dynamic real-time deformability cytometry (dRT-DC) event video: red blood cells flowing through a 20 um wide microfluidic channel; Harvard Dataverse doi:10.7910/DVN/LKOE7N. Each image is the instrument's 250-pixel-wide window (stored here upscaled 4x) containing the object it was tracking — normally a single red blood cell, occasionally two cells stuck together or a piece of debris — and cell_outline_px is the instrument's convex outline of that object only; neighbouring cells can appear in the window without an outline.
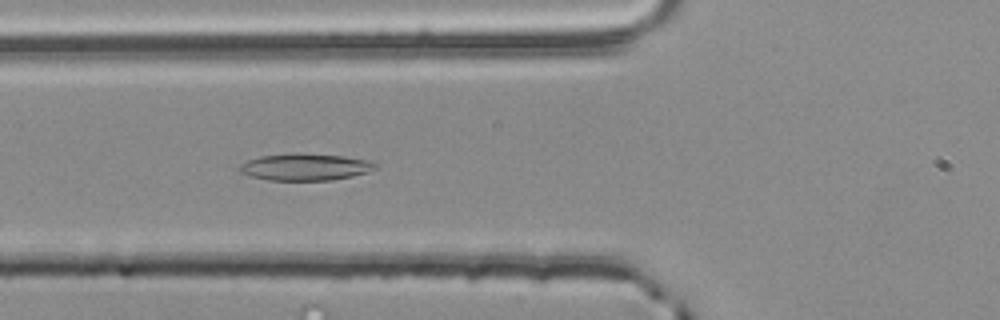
{"species": "common noctule bat (a hibernating species)", "species_latin": "Nyctalus noctula", "temperature_condition": "room temperature", "stored_images_in_passage": 42, "camera_frame_rate_fps": 3000, "um_per_image_px": 0.085, "animal": {"sex": "male", "body_mass_g": 20.4}, "frame": {"image": 1, "passage_image": 8, "time_ms": 2.333, "image_size_px": [1000, 320], "cell_outline_px": [[380, 164], [376, 168], [352, 176], [332, 180], [268, 180], [248, 176], [240, 172], [240, 164], [248, 160], [260, 156], [296, 152], [344, 156], [368, 160]], "centroid_in_image_um": [25.93, 14.18], "position_along_channel_um": 99.9, "area_um2": 21.39}}
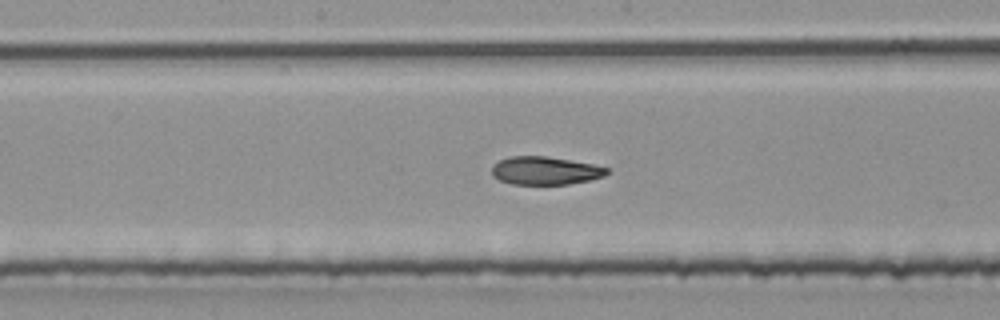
{"frame": {"image": 2, "passage_image": 16, "time_ms": 5.0, "image_size_px": [1000, 320], "cell_outline_px": [[608, 172], [604, 176], [588, 180], [568, 184], [512, 184], [500, 180], [492, 176], [492, 164], [500, 160], [512, 156], [544, 156], [592, 164], [608, 168]], "centroid_in_image_um": [46.3, 14.51], "position_along_channel_um": 201.9, "area_um2": 18.61}}
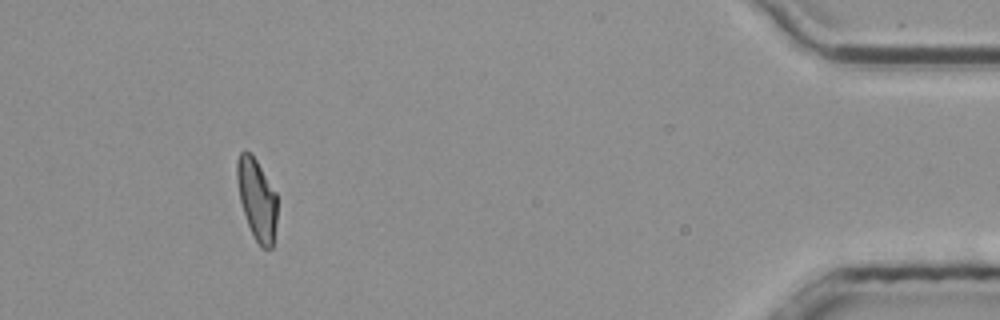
{"frame": {"image": 3, "passage_image": 38, "time_ms": 12.333, "image_size_px": [1000, 320], "cell_outline_px": [[276, 224], [272, 248], [260, 248], [248, 224], [240, 200], [236, 180], [236, 160], [240, 152], [244, 148], [256, 160], [276, 192]], "centroid_in_image_um": [21.82, 16.91], "position_along_channel_um": 413.4, "area_um2": 18.9}, "authors_computed_cell_mechanics": {"area_um2": 19.7676, "velocity_mm_per_s": 3.8061, "shape_relaxation_time_tau1_ms": 8.3218, "shape_relaxation_time_tau2_ms": 3.4862, "deformation_change_tau1": 0.2236, "deformation_change_tau2": 0.1022}}